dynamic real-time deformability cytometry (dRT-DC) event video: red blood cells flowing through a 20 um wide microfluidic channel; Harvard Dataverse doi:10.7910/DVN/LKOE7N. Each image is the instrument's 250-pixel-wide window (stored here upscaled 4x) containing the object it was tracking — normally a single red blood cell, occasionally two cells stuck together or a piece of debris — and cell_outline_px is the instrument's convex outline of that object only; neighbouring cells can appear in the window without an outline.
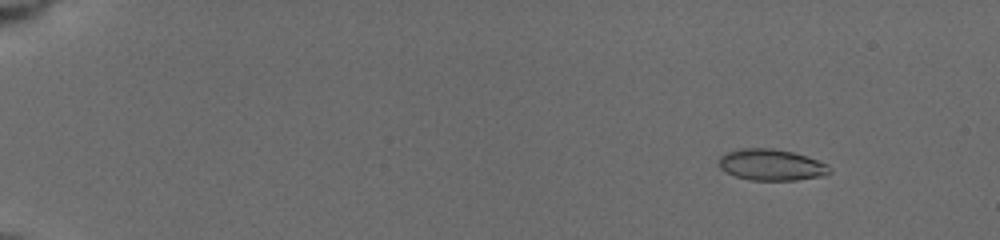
{"species": "common noctule bat (a hibernating species)", "species_latin": "Nyctalus noctula", "temperature_condition": "cold", "stored_images_in_passage": 16, "camera_frame_rate_fps": 3000, "um_per_image_px": 0.085, "animal": {"sex": "female", "body_mass_g": 19.5, "forearm_length_mm": 54.1}, "frame": {"image": 1, "passage_image": 1, "time_ms": 0.0, "image_size_px": [1000, 240], "cell_outline_px": [[832, 172], [820, 176], [796, 180], [752, 180], [736, 176], [720, 168], [720, 156], [724, 152], [740, 148], [772, 148], [792, 152], [828, 164], [832, 168]], "centroid_in_image_um": [65.56, 14.0], "position_along_channel_um": 19.4, "area_um2": 20.06}}
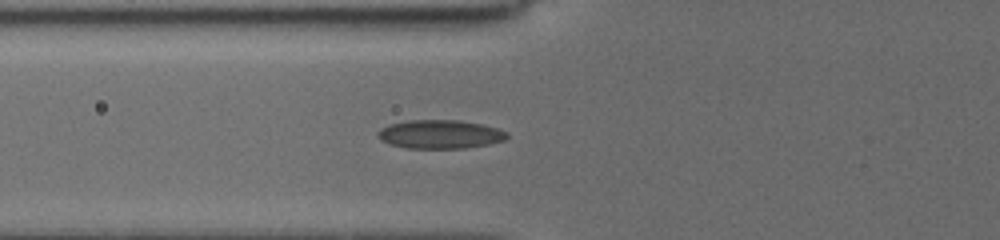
{"frame": {"image": 2, "passage_image": 14, "time_ms": 5.333, "image_size_px": [1000, 240], "cell_outline_px": [[508, 136], [504, 140], [488, 144], [464, 148], [408, 148], [392, 144], [384, 140], [380, 136], [380, 128], [388, 124], [408, 120], [460, 120], [480, 124], [496, 128], [508, 132]], "centroid_in_image_um": [37.44, 11.4], "position_along_channel_um": 88.4, "area_um2": 21.21}}
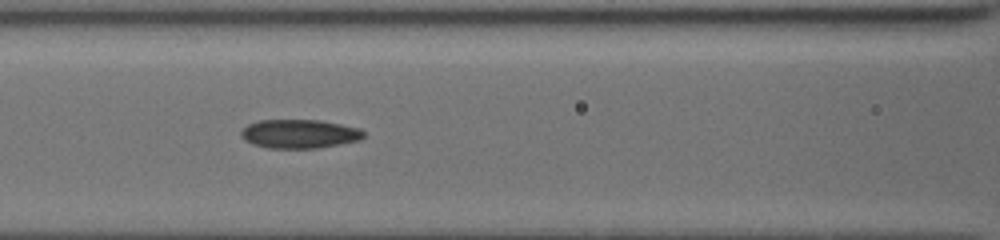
{"frame": {"image": 3, "passage_image": 16, "time_ms": 6.667, "image_size_px": [1000, 240], "cell_outline_px": [[364, 136], [360, 140], [316, 148], [268, 148], [256, 144], [248, 140], [240, 132], [248, 124], [260, 120], [320, 120], [360, 128], [364, 132]], "centroid_in_image_um": [25.5, 11.36], "position_along_channel_um": 141.1, "area_um2": 20.23}}